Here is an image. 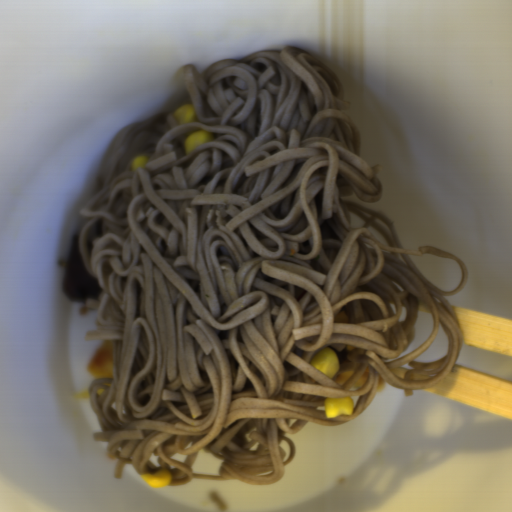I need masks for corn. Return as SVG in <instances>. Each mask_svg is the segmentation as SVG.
I'll use <instances>...</instances> for the list:
<instances>
[{
    "mask_svg": "<svg viewBox=\"0 0 512 512\" xmlns=\"http://www.w3.org/2000/svg\"><path fill=\"white\" fill-rule=\"evenodd\" d=\"M310 366L332 378L339 368L335 350L328 347L321 349L312 357Z\"/></svg>",
    "mask_w": 512,
    "mask_h": 512,
    "instance_id": "obj_1",
    "label": "corn"
},
{
    "mask_svg": "<svg viewBox=\"0 0 512 512\" xmlns=\"http://www.w3.org/2000/svg\"><path fill=\"white\" fill-rule=\"evenodd\" d=\"M326 419H330L340 414L354 413L355 400L351 396H329L324 399Z\"/></svg>",
    "mask_w": 512,
    "mask_h": 512,
    "instance_id": "obj_2",
    "label": "corn"
},
{
    "mask_svg": "<svg viewBox=\"0 0 512 512\" xmlns=\"http://www.w3.org/2000/svg\"><path fill=\"white\" fill-rule=\"evenodd\" d=\"M140 477L148 486L158 490L168 487L173 479L171 471L165 468L155 472H146L140 475Z\"/></svg>",
    "mask_w": 512,
    "mask_h": 512,
    "instance_id": "obj_3",
    "label": "corn"
},
{
    "mask_svg": "<svg viewBox=\"0 0 512 512\" xmlns=\"http://www.w3.org/2000/svg\"><path fill=\"white\" fill-rule=\"evenodd\" d=\"M214 139L213 134L208 132L205 129L197 130L192 132L189 136L186 137L184 141V151L185 154H190L195 150L196 147L207 143L212 142Z\"/></svg>",
    "mask_w": 512,
    "mask_h": 512,
    "instance_id": "obj_4",
    "label": "corn"
},
{
    "mask_svg": "<svg viewBox=\"0 0 512 512\" xmlns=\"http://www.w3.org/2000/svg\"><path fill=\"white\" fill-rule=\"evenodd\" d=\"M174 117L178 124L181 125L188 122H194L196 120V112L192 104L187 102L175 110Z\"/></svg>",
    "mask_w": 512,
    "mask_h": 512,
    "instance_id": "obj_5",
    "label": "corn"
},
{
    "mask_svg": "<svg viewBox=\"0 0 512 512\" xmlns=\"http://www.w3.org/2000/svg\"><path fill=\"white\" fill-rule=\"evenodd\" d=\"M149 163V158L145 154L138 155L133 158L131 162V171H136L139 167L146 168Z\"/></svg>",
    "mask_w": 512,
    "mask_h": 512,
    "instance_id": "obj_6",
    "label": "corn"
}]
</instances>
